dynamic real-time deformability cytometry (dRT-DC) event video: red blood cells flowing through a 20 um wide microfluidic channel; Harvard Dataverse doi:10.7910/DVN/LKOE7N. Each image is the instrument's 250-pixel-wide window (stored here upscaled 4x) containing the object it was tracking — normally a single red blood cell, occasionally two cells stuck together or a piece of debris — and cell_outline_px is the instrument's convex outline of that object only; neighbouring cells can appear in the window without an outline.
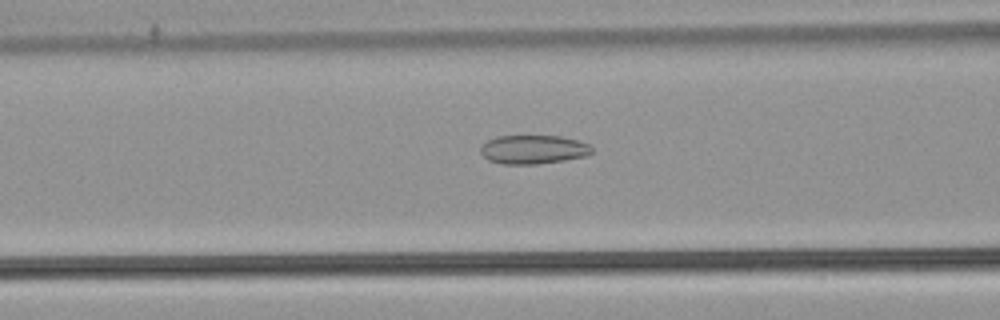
{"species": "common noctule bat (a hibernating species)", "species_latin": "Nyctalus noctula", "temperature_condition": "warm", "stored_images_in_passage": 52, "camera_frame_rate_fps": 3000, "um_per_image_px": 0.085, "animal": {"sex": "male", "body_mass_g": 21.5, "forearm_length_mm": 52.0}, "frame": {"image": 1, "passage_image": 21, "time_ms": 6.667, "image_size_px": [1000, 320], "cell_outline_px": [[592, 152], [588, 156], [564, 160], [536, 164], [500, 164], [488, 160], [480, 152], [480, 148], [488, 140], [496, 136], [560, 136], [580, 140], [588, 144], [592, 148]], "centroid_in_image_um": [45.34, 12.71], "position_along_channel_um": 121.3, "area_um2": 18.79}}
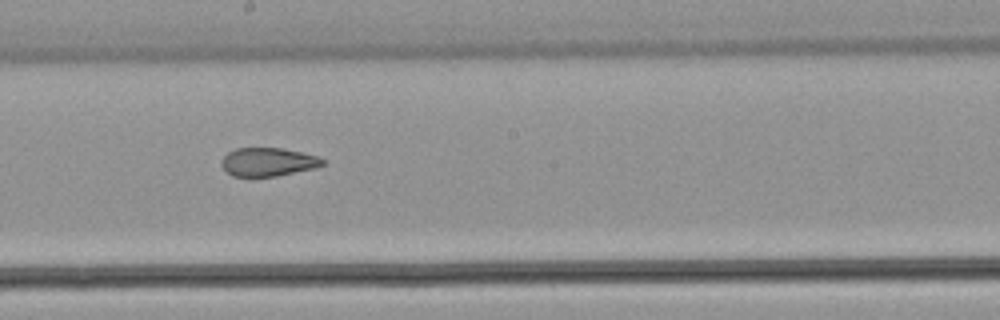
{"frame": {"image": 2, "passage_image": 29, "time_ms": 9.333, "image_size_px": [1000, 320], "cell_outline_px": [[324, 164], [316, 168], [276, 176], [232, 176], [220, 164], [220, 160], [228, 152], [236, 148], [280, 148], [320, 156], [324, 160]], "centroid_in_image_um": [22.79, 13.76], "position_along_channel_um": 225.4, "area_um2": 16.76}}
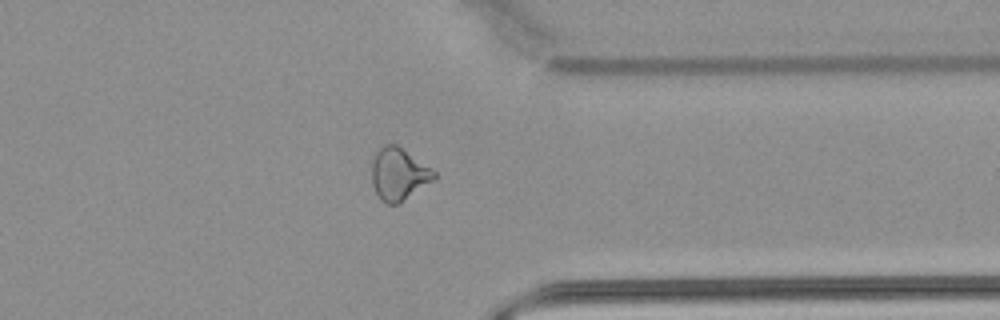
{"frame": {"image": 3, "passage_image": 41, "time_ms": 13.333, "image_size_px": [1000, 320], "cell_outline_px": [[436, 176], [432, 180], [396, 204], [384, 204], [380, 200], [372, 184], [372, 160], [376, 152], [384, 144], [396, 144], [432, 168], [436, 172]], "centroid_in_image_um": [33.85, 14.78], "position_along_channel_um": 377.5, "area_um2": 18.67}, "authors_computed_cell_mechanics": {"area_um2": 21.0681, "velocity_mm_per_s": 3.914, "shape_relaxation_time_tau1_ms": null, "shape_relaxation_time_tau2_ms": 1.9491, "deformation_change_tau1": null, "deformation_change_tau2": 0.0893}}